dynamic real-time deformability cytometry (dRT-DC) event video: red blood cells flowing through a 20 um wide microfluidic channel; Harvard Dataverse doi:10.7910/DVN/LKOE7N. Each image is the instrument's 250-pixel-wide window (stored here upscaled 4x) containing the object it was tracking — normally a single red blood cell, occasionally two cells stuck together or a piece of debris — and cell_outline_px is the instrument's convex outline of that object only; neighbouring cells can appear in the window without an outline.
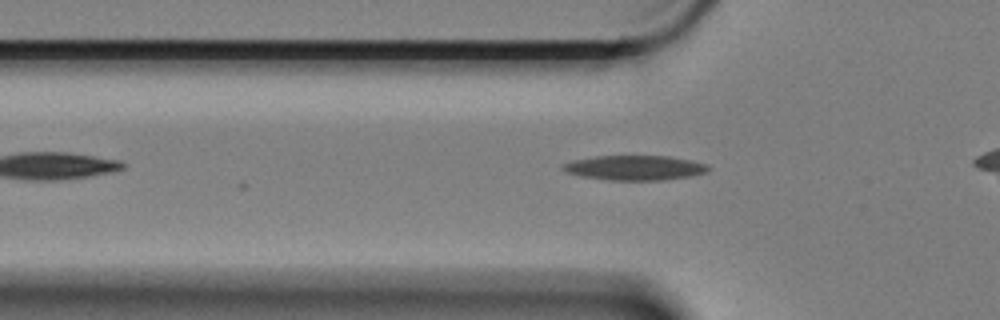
{"species": "Egyptian fruit bat (a non-hibernating species)", "species_latin": "Rousettus aegyptiacus", "temperature_condition": "cold", "stored_images_in_passage": 16, "camera_frame_rate_fps": 3000, "um_per_image_px": 0.085, "animal": {"sex": "female"}, "frame": {"image": 1, "passage_image": 2, "time_ms": 0.333, "image_size_px": [1000, 320], "cell_outline_px": [[712, 168], [704, 172], [688, 176], [660, 180], [608, 180], [580, 176], [568, 172], [560, 168], [560, 164], [572, 160], [596, 156], [668, 156], [692, 160], [708, 164]], "centroid_in_image_um": [53.92, 14.25], "position_along_channel_um": 71.9, "area_um2": 20.98}}
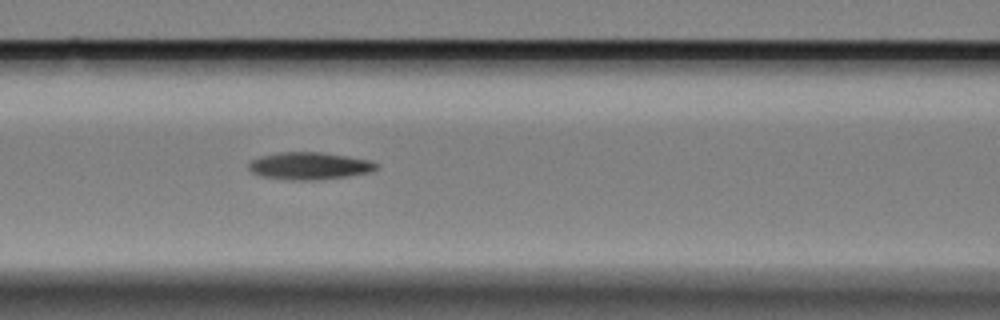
{"frame": {"image": 2, "passage_image": 8, "time_ms": 2.333, "image_size_px": [1000, 320], "cell_outline_px": [[380, 164], [372, 172], [348, 176], [316, 180], [292, 180], [260, 176], [252, 172], [248, 168], [248, 164], [252, 160], [260, 156], [280, 152], [320, 152], [348, 156], [372, 160]], "centroid_in_image_um": [26.33, 14.1], "position_along_channel_um": 140.3, "area_um2": 20.46}}
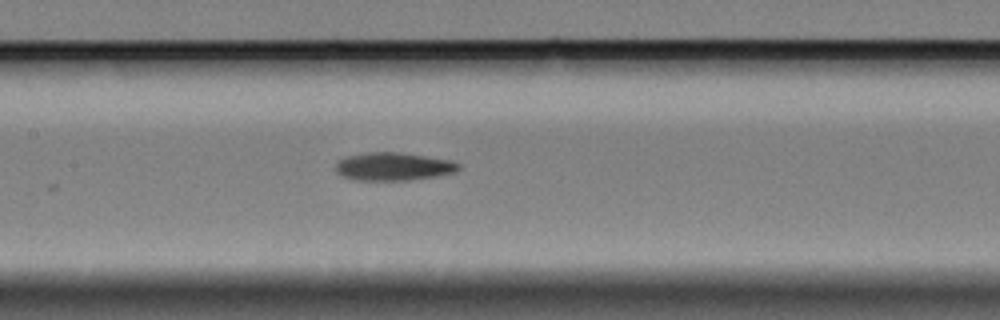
{"frame": {"image": 3, "passage_image": 11, "time_ms": 3.333, "image_size_px": [1000, 320], "cell_outline_px": [[460, 168], [456, 172], [436, 176], [408, 180], [356, 180], [344, 176], [336, 172], [336, 164], [340, 160], [348, 156], [368, 152], [400, 152], [452, 160], [460, 164]], "centroid_in_image_um": [33.48, 14.15], "position_along_channel_um": 173.9, "area_um2": 20.0}}